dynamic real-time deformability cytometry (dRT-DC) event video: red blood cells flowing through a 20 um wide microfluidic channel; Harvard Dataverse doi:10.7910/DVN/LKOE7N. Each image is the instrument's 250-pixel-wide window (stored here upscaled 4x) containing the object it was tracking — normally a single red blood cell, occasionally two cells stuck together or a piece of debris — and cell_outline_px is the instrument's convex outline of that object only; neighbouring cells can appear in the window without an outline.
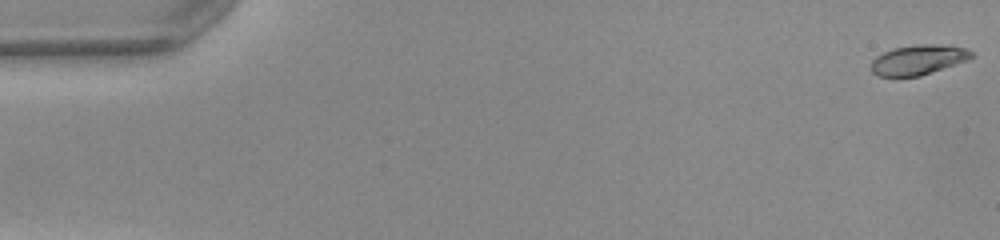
{"species": "common noctule bat (a hibernating species)", "species_latin": "Nyctalus noctula", "temperature_condition": "warm", "stored_images_in_passage": 51, "camera_frame_rate_fps": 3000, "um_per_image_px": 0.085, "animal": {"sex": "female", "body_mass_g": 22.0, "forearm_length_mm": 56.7}, "frame": {"image": 1, "passage_image": 1, "time_ms": 0.0, "image_size_px": [1000, 240], "cell_outline_px": [[972, 56], [968, 60], [920, 76], [880, 76], [872, 72], [872, 60], [876, 56], [892, 48], [920, 44], [936, 44], [968, 48], [972, 52]], "centroid_in_image_um": [78.06, 5.07], "position_along_channel_um": 6.9, "area_um2": 17.34}}
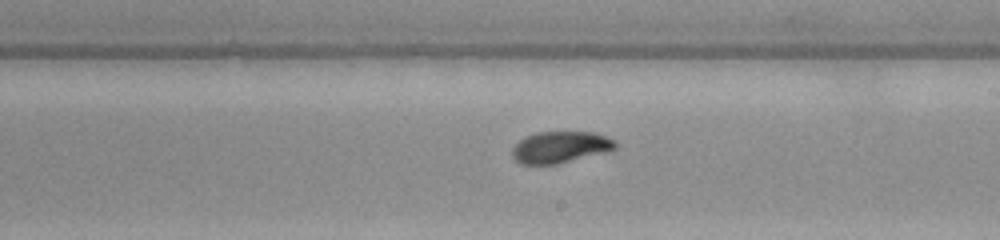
{"frame": {"image": 2, "passage_image": 30, "time_ms": 9.667, "image_size_px": [1000, 240], "cell_outline_px": [[616, 148], [556, 164], [520, 164], [512, 156], [512, 148], [524, 136], [536, 132], [592, 132], [616, 140]], "centroid_in_image_um": [47.56, 12.49], "position_along_channel_um": 241.4, "area_um2": 18.61}}
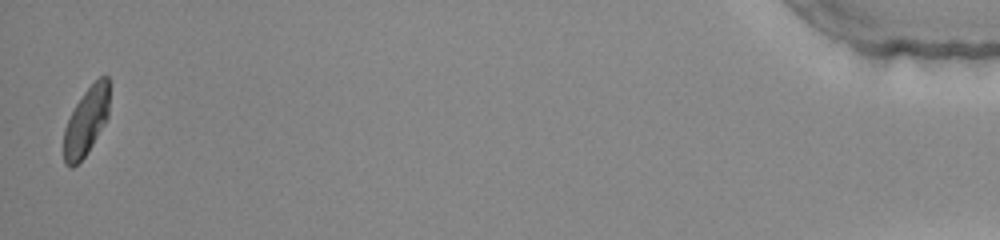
{"frame": {"image": 3, "passage_image": 51, "time_ms": 16.667, "image_size_px": [1000, 240], "cell_outline_px": [[108, 116], [104, 124], [92, 144], [84, 156], [72, 168], [68, 168], [64, 164], [64, 128], [76, 104], [84, 92], [100, 76], [108, 76]], "centroid_in_image_um": [7.31, 10.34], "position_along_channel_um": 427.9, "area_um2": 17.63}, "authors_computed_cell_mechanics": {"area_um2": 18.5538, "velocity_mm_per_s": 4.0012, "shape_relaxation_time_tau1_ms": 4.2365, "shape_relaxation_time_tau2_ms": 1.3683, "deformation_change_tau1": 0.1594, "deformation_change_tau2": 0.0532}}